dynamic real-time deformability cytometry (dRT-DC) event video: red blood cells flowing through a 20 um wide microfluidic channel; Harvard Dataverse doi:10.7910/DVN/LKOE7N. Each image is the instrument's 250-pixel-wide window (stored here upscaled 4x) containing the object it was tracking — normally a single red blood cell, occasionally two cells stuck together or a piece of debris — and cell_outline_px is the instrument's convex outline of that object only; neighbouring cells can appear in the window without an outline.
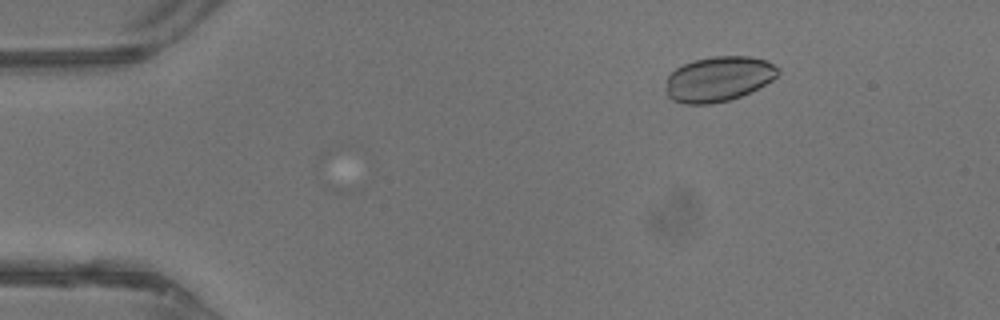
{"species": "common noctule bat (a hibernating species)", "species_latin": "Nyctalus noctula", "temperature_condition": "warm", "stored_images_in_passage": 7, "camera_frame_rate_fps": 3000, "um_per_image_px": 0.085, "animal": {"sex": "male", "body_mass_g": 13.3}, "frame": {"image": 1, "passage_image": 2, "time_ms": 0.333, "image_size_px": [1000, 320], "cell_outline_px": [[780, 72], [772, 80], [740, 96], [728, 100], [712, 104], [680, 104], [672, 100], [664, 92], [668, 76], [676, 68], [692, 60], [712, 56], [748, 56], [768, 60]], "centroid_in_image_um": [61.02, 6.71], "position_along_channel_um": 24.0, "area_um2": 29.48}}